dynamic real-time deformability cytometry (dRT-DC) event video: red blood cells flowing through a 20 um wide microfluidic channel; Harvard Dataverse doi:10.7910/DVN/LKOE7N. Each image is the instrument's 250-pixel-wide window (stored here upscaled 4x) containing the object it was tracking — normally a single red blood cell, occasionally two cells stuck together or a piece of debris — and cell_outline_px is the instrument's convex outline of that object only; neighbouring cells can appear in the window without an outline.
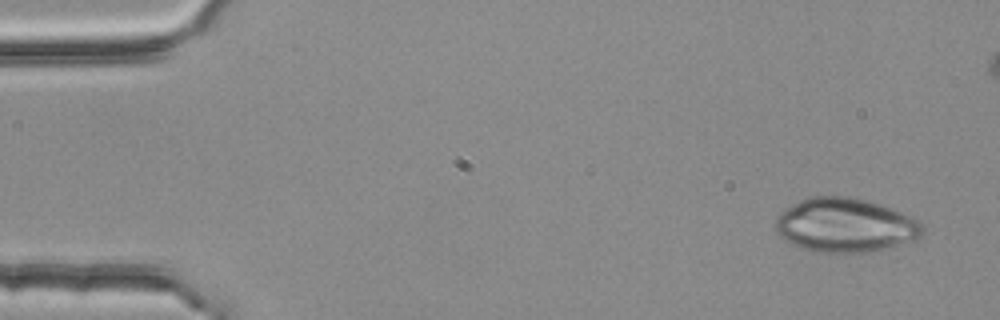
{"species": "common noctule bat (a hibernating species)", "species_latin": "Nyctalus noctula", "temperature_condition": "room temperature", "stored_images_in_passage": 4, "camera_frame_rate_fps": 3000, "um_per_image_px": 0.085, "animal": {"sex": "female", "body_mass_g": 25.1}, "frame": {"image": 1, "passage_image": 1, "time_ms": 0.0, "image_size_px": [1000, 320], "cell_outline_px": [[924, 232], [916, 240], [868, 252], [812, 252], [780, 236], [776, 232], [776, 216], [792, 204], [800, 200], [812, 196], [856, 196], [872, 200], [884, 204], [912, 216], [920, 220], [924, 224]], "centroid_in_image_um": [71.91, 19.11], "position_along_channel_um": 13.1, "area_um2": 46.76}}